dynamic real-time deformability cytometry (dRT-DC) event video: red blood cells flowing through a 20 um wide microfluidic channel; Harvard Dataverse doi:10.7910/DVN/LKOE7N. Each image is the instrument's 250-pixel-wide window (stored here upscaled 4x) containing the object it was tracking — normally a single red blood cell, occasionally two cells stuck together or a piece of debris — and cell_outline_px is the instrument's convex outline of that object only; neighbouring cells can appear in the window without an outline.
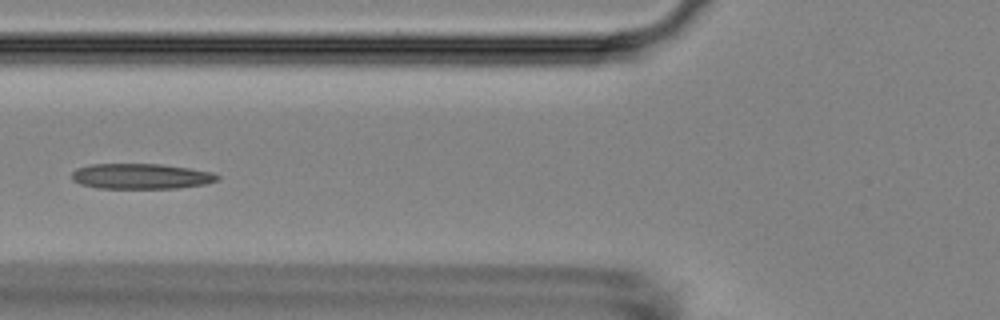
{"species": "Egyptian fruit bat (a non-hibernating species)", "species_latin": "Rousettus aegyptiacus", "temperature_condition": "room temperature", "stored_images_in_passage": 12, "camera_frame_rate_fps": 3000, "um_per_image_px": 0.085, "animal": {"sex": "female"}, "frame": {"image": 1, "passage_image": 6, "time_ms": 6.667, "image_size_px": [1000, 320], "cell_outline_px": [[220, 180], [204, 184], [176, 188], [96, 188], [80, 184], [72, 180], [72, 172], [76, 168], [92, 164], [160, 164], [188, 168], [212, 172], [220, 176]], "centroid_in_image_um": [11.97, 14.98], "position_along_channel_um": 113.8, "area_um2": 21.56}}
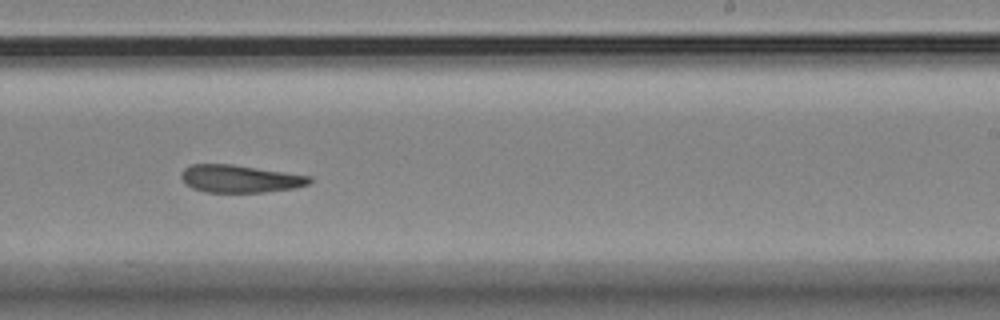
{"frame": {"image": 2, "passage_image": 10, "time_ms": 11.0, "image_size_px": [1000, 320], "cell_outline_px": [[312, 180], [308, 184], [292, 188], [264, 192], [204, 192], [192, 188], [184, 184], [180, 176], [184, 168], [192, 164], [232, 164], [312, 176]], "centroid_in_image_um": [20.35, 15.19], "position_along_channel_um": 268.6, "area_um2": 20.63}}
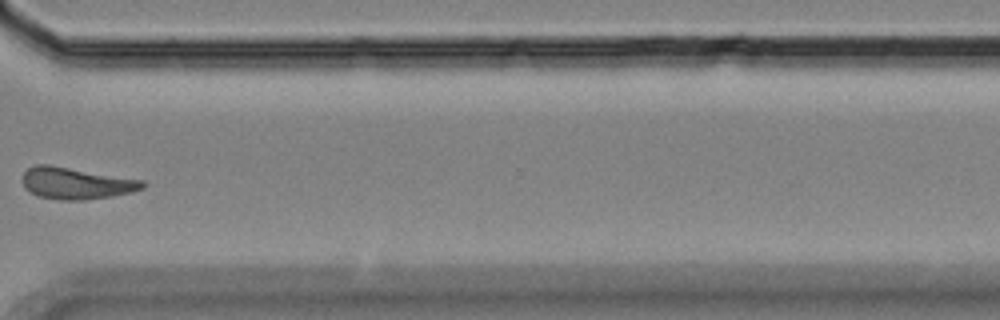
{"frame": {"image": 3, "passage_image": 12, "time_ms": 13.667, "image_size_px": [1000, 320], "cell_outline_px": [[148, 184], [144, 188], [132, 192], [112, 196], [84, 200], [60, 200], [36, 196], [28, 192], [24, 188], [24, 172], [28, 168], [36, 164], [48, 164], [144, 180]], "centroid_in_image_um": [6.49, 15.58], "position_along_channel_um": 364.1, "area_um2": 22.37}}